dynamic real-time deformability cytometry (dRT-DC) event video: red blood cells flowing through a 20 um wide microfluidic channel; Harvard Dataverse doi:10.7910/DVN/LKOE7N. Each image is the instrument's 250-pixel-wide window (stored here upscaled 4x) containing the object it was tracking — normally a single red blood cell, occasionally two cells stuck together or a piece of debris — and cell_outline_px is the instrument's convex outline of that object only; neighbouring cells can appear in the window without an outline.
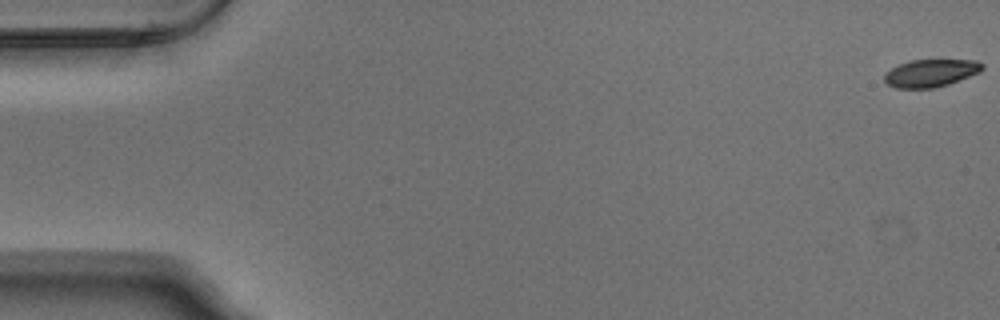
{"species": "Egyptian fruit bat (a non-hibernating species)", "species_latin": "Rousettus aegyptiacus", "temperature_condition": "warm", "stored_images_in_passage": 11, "camera_frame_rate_fps": 3000, "um_per_image_px": 0.085, "animal": {"sex": "male"}, "frame": {"image": 1, "passage_image": 1, "time_ms": 0.0, "image_size_px": [1000, 320], "cell_outline_px": [[984, 68], [980, 72], [948, 84], [932, 88], [896, 88], [888, 84], [884, 80], [884, 72], [908, 60], [976, 60], [984, 64]], "centroid_in_image_um": [79.11, 6.2], "position_along_channel_um": 5.9, "area_um2": 15.72}}